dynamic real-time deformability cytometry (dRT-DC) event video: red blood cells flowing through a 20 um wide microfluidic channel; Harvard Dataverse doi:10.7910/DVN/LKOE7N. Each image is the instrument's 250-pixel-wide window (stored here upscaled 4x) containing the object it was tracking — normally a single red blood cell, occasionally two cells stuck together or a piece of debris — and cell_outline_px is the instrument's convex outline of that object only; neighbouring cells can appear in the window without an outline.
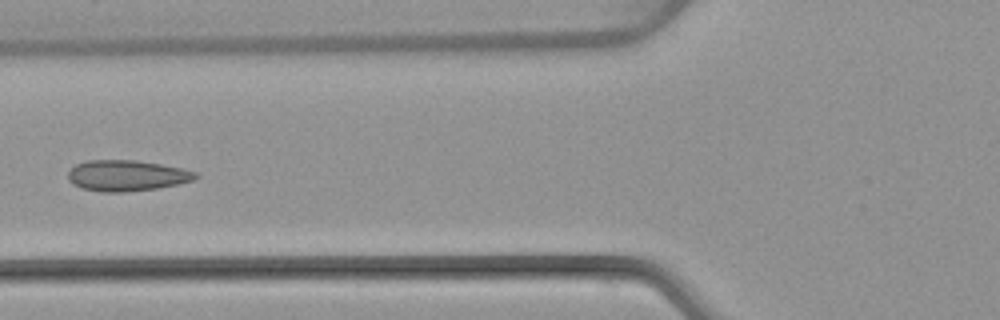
{"species": "common noctule bat (a hibernating species)", "species_latin": "Nyctalus noctula", "temperature_condition": "warm", "stored_images_in_passage": 5, "camera_frame_rate_fps": 3000, "um_per_image_px": 0.085, "animal": {"sex": "female", "body_mass_g": 22.7, "forearm_length_mm": 54.2}, "frame": {"image": 1, "passage_image": 5, "time_ms": 5.667, "image_size_px": [1000, 320], "cell_outline_px": [[200, 176], [192, 180], [160, 188], [124, 192], [100, 192], [80, 188], [72, 184], [68, 180], [68, 172], [76, 164], [84, 160], [136, 160], [160, 164], [180, 168], [196, 172]], "centroid_in_image_um": [10.73, 14.93], "position_along_channel_um": 115.1, "area_um2": 23.06}}